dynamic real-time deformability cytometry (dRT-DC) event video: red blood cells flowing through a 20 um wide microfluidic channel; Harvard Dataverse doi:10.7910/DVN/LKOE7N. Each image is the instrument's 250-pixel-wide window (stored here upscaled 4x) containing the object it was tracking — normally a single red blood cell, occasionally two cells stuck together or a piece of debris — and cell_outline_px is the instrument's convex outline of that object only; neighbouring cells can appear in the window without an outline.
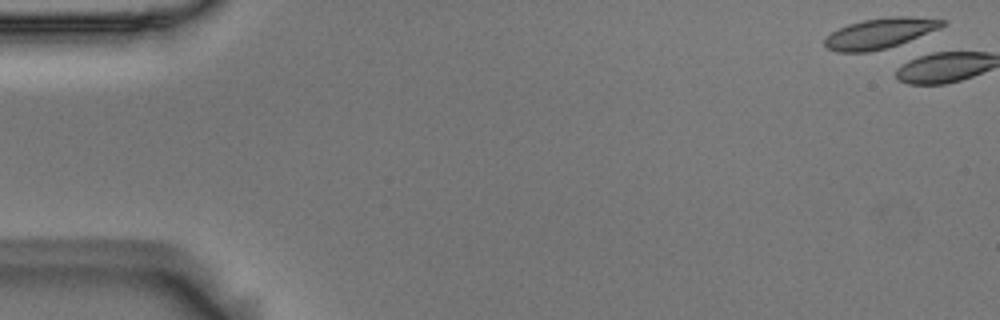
{"species": "Egyptian fruit bat (a non-hibernating species)", "species_latin": "Rousettus aegyptiacus", "temperature_condition": "room temperature", "stored_images_in_passage": 5, "camera_frame_rate_fps": 3000, "um_per_image_px": 0.085, "animal": {"sex": "male"}, "frame": {"image": 1, "passage_image": 1, "time_ms": 0.0, "image_size_px": [1000, 320], "cell_outline_px": [[944, 24], [940, 28], [900, 44], [888, 48], [868, 52], [836, 52], [828, 48], [824, 44], [824, 40], [832, 32], [848, 24], [864, 20], [892, 16], [912, 16], [944, 20]], "centroid_in_image_um": [74.79, 2.83], "position_along_channel_um": 10.2, "area_um2": 20.63}}
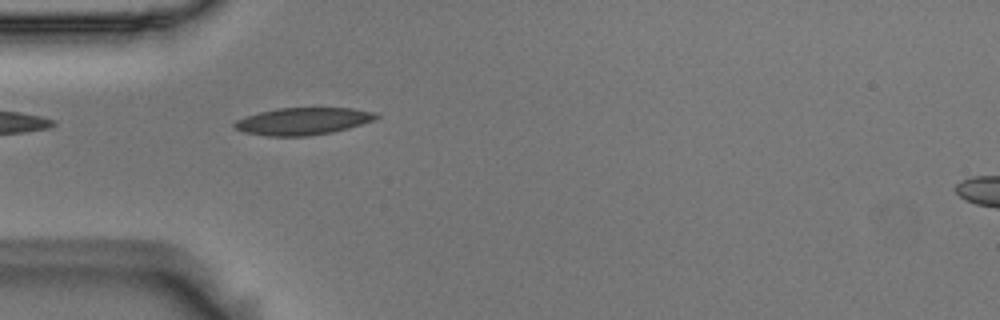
{"frame": {"image": 2, "passage_image": 5, "time_ms": 1.333, "image_size_px": [1000, 320], "cell_outline_px": [[380, 116], [372, 120], [348, 128], [332, 132], [308, 136], [268, 136], [244, 132], [232, 128], [232, 124], [236, 120], [260, 112], [276, 108], [352, 108], [376, 112]], "centroid_in_image_um": [25.72, 10.3], "position_along_channel_um": 59.3, "area_um2": 22.37}}